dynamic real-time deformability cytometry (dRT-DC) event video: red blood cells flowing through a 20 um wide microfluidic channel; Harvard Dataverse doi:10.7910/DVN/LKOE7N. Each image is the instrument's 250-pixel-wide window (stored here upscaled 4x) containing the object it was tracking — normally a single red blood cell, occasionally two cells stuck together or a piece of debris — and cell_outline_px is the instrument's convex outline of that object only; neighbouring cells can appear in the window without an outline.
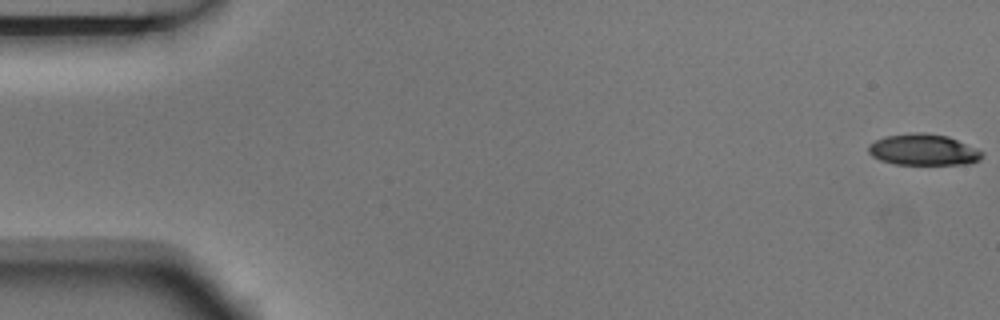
{"species": "Egyptian fruit bat (a non-hibernating species)", "species_latin": "Rousettus aegyptiacus", "temperature_condition": "room temperature", "stored_images_in_passage": 6, "camera_frame_rate_fps": 3000, "um_per_image_px": 0.085, "animal": {"sex": "male"}, "frame": {"image": 1, "passage_image": 1, "time_ms": 0.0, "image_size_px": [1000, 320], "cell_outline_px": [[984, 156], [980, 160], [972, 164], [896, 164], [880, 160], [872, 156], [868, 152], [868, 144], [884, 136], [916, 132], [924, 132], [948, 136], [976, 148], [984, 152]], "centroid_in_image_um": [78.51, 12.73], "position_along_channel_um": 6.5, "area_um2": 20.87}}